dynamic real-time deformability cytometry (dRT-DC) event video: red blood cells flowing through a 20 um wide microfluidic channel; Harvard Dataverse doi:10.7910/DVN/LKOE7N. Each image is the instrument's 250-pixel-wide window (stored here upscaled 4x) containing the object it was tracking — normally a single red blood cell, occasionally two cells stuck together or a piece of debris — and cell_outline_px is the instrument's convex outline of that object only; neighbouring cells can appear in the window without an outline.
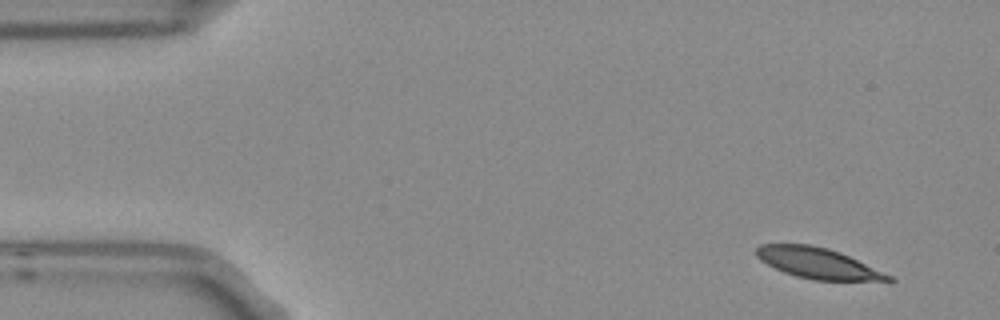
{"species": "Egyptian fruit bat (a non-hibernating species)", "species_latin": "Rousettus aegyptiacus", "temperature_condition": "room temperature", "stored_images_in_passage": 4, "camera_frame_rate_fps": 3000, "um_per_image_px": 0.085, "frame": {"image": 1, "passage_image": 1, "time_ms": 0.0, "image_size_px": [1000, 320], "cell_outline_px": [[896, 280], [812, 280], [796, 276], [784, 272], [760, 260], [756, 256], [756, 248], [760, 244], [812, 244], [828, 248], [840, 252], [892, 276]], "centroid_in_image_um": [69.47, 22.35], "position_along_channel_um": 15.5, "area_um2": 23.29}}